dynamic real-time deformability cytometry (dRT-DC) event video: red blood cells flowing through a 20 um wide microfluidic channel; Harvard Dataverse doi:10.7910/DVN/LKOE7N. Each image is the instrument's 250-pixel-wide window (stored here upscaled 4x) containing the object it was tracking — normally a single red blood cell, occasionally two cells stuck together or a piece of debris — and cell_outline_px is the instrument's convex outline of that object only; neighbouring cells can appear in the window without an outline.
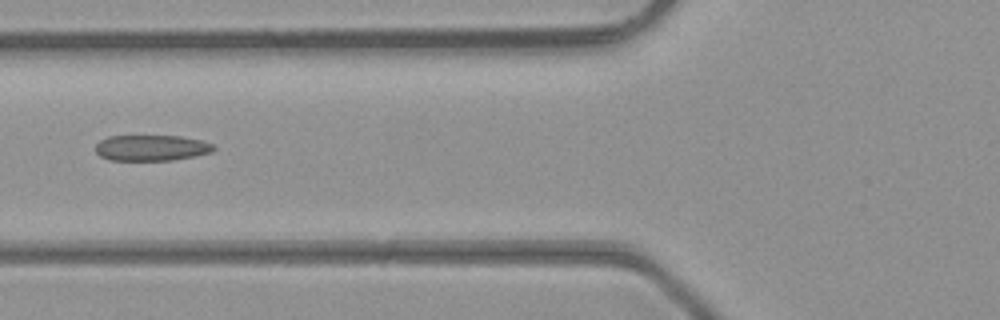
{"species": "common noctule bat (a hibernating species)", "species_latin": "Nyctalus noctula", "temperature_condition": "room temperature", "stored_images_in_passage": 4, "camera_frame_rate_fps": 3000, "um_per_image_px": 0.085, "animal": {"sex": "male", "body_mass_g": 23.1, "forearm_length_mm": 52.7}, "frame": {"image": 1, "passage_image": 3, "time_ms": 0.667, "image_size_px": [1000, 320], "cell_outline_px": [[216, 148], [212, 152], [196, 156], [172, 160], [108, 160], [100, 156], [96, 152], [96, 144], [100, 140], [108, 136], [180, 136], [200, 140], [212, 144]], "centroid_in_image_um": [12.86, 12.57], "position_along_channel_um": 112.9, "area_um2": 17.8}}
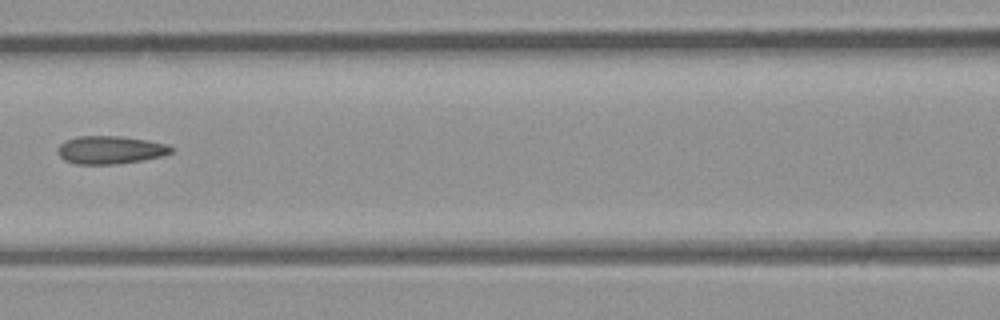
{"frame": {"image": 2, "passage_image": 4, "time_ms": 1.0, "image_size_px": [1000, 320], "cell_outline_px": [[176, 148], [172, 152], [164, 156], [144, 160], [120, 164], [76, 164], [64, 160], [56, 152], [56, 148], [64, 140], [80, 136], [120, 136], [168, 144]], "centroid_in_image_um": [9.38, 12.75], "position_along_channel_um": 157.2, "area_um2": 18.79}}